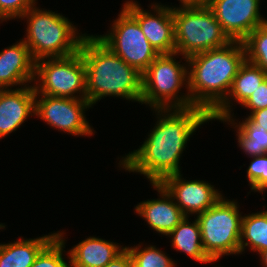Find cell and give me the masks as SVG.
<instances>
[{
  "mask_svg": "<svg viewBox=\"0 0 267 267\" xmlns=\"http://www.w3.org/2000/svg\"><path fill=\"white\" fill-rule=\"evenodd\" d=\"M118 16L110 33L96 37L128 65L143 73L160 54L150 45L138 21L124 7Z\"/></svg>",
  "mask_w": 267,
  "mask_h": 267,
  "instance_id": "obj_9",
  "label": "cell"
},
{
  "mask_svg": "<svg viewBox=\"0 0 267 267\" xmlns=\"http://www.w3.org/2000/svg\"><path fill=\"white\" fill-rule=\"evenodd\" d=\"M220 121L236 124L238 145L245 154L250 157L267 154V131L263 127L253 125L247 118L239 124L232 117Z\"/></svg>",
  "mask_w": 267,
  "mask_h": 267,
  "instance_id": "obj_22",
  "label": "cell"
},
{
  "mask_svg": "<svg viewBox=\"0 0 267 267\" xmlns=\"http://www.w3.org/2000/svg\"><path fill=\"white\" fill-rule=\"evenodd\" d=\"M242 42L246 60L267 73V22L254 29Z\"/></svg>",
  "mask_w": 267,
  "mask_h": 267,
  "instance_id": "obj_23",
  "label": "cell"
},
{
  "mask_svg": "<svg viewBox=\"0 0 267 267\" xmlns=\"http://www.w3.org/2000/svg\"><path fill=\"white\" fill-rule=\"evenodd\" d=\"M64 232H57L56 236L40 251L30 267H71L63 258L65 248Z\"/></svg>",
  "mask_w": 267,
  "mask_h": 267,
  "instance_id": "obj_25",
  "label": "cell"
},
{
  "mask_svg": "<svg viewBox=\"0 0 267 267\" xmlns=\"http://www.w3.org/2000/svg\"><path fill=\"white\" fill-rule=\"evenodd\" d=\"M56 233L34 239H20L13 243H0V267H30L40 251Z\"/></svg>",
  "mask_w": 267,
  "mask_h": 267,
  "instance_id": "obj_19",
  "label": "cell"
},
{
  "mask_svg": "<svg viewBox=\"0 0 267 267\" xmlns=\"http://www.w3.org/2000/svg\"><path fill=\"white\" fill-rule=\"evenodd\" d=\"M185 218L167 236L172 238V247L177 251L186 253L190 258L201 263H212L203 249L200 225L197 219L189 222Z\"/></svg>",
  "mask_w": 267,
  "mask_h": 267,
  "instance_id": "obj_20",
  "label": "cell"
},
{
  "mask_svg": "<svg viewBox=\"0 0 267 267\" xmlns=\"http://www.w3.org/2000/svg\"><path fill=\"white\" fill-rule=\"evenodd\" d=\"M35 114V88L0 89V139L9 135Z\"/></svg>",
  "mask_w": 267,
  "mask_h": 267,
  "instance_id": "obj_14",
  "label": "cell"
},
{
  "mask_svg": "<svg viewBox=\"0 0 267 267\" xmlns=\"http://www.w3.org/2000/svg\"><path fill=\"white\" fill-rule=\"evenodd\" d=\"M260 0H208L222 30L231 41H243L254 29L267 22L259 11Z\"/></svg>",
  "mask_w": 267,
  "mask_h": 267,
  "instance_id": "obj_11",
  "label": "cell"
},
{
  "mask_svg": "<svg viewBox=\"0 0 267 267\" xmlns=\"http://www.w3.org/2000/svg\"><path fill=\"white\" fill-rule=\"evenodd\" d=\"M5 228V226L1 223L0 224V229H4Z\"/></svg>",
  "mask_w": 267,
  "mask_h": 267,
  "instance_id": "obj_33",
  "label": "cell"
},
{
  "mask_svg": "<svg viewBox=\"0 0 267 267\" xmlns=\"http://www.w3.org/2000/svg\"><path fill=\"white\" fill-rule=\"evenodd\" d=\"M35 61L23 40L0 52V89L27 86L35 80Z\"/></svg>",
  "mask_w": 267,
  "mask_h": 267,
  "instance_id": "obj_16",
  "label": "cell"
},
{
  "mask_svg": "<svg viewBox=\"0 0 267 267\" xmlns=\"http://www.w3.org/2000/svg\"><path fill=\"white\" fill-rule=\"evenodd\" d=\"M177 55L176 52L160 54L142 73V104L152 109L194 106L188 92L178 95L183 85L188 88V66L176 62Z\"/></svg>",
  "mask_w": 267,
  "mask_h": 267,
  "instance_id": "obj_6",
  "label": "cell"
},
{
  "mask_svg": "<svg viewBox=\"0 0 267 267\" xmlns=\"http://www.w3.org/2000/svg\"><path fill=\"white\" fill-rule=\"evenodd\" d=\"M131 255L133 267H175L172 258L157 249L155 246H146L141 249V245L126 247Z\"/></svg>",
  "mask_w": 267,
  "mask_h": 267,
  "instance_id": "obj_24",
  "label": "cell"
},
{
  "mask_svg": "<svg viewBox=\"0 0 267 267\" xmlns=\"http://www.w3.org/2000/svg\"><path fill=\"white\" fill-rule=\"evenodd\" d=\"M245 59L241 41L189 56L187 89L192 104L210 115L226 99Z\"/></svg>",
  "mask_w": 267,
  "mask_h": 267,
  "instance_id": "obj_2",
  "label": "cell"
},
{
  "mask_svg": "<svg viewBox=\"0 0 267 267\" xmlns=\"http://www.w3.org/2000/svg\"><path fill=\"white\" fill-rule=\"evenodd\" d=\"M160 198L140 202L135 211L145 219L153 230L168 235L185 218V214L174 202L172 196L159 183H152Z\"/></svg>",
  "mask_w": 267,
  "mask_h": 267,
  "instance_id": "obj_15",
  "label": "cell"
},
{
  "mask_svg": "<svg viewBox=\"0 0 267 267\" xmlns=\"http://www.w3.org/2000/svg\"><path fill=\"white\" fill-rule=\"evenodd\" d=\"M91 106L87 99L35 94L34 115L47 122L54 129H59L58 131L68 132L72 136L85 137L86 135L91 136L94 130L84 114L85 109Z\"/></svg>",
  "mask_w": 267,
  "mask_h": 267,
  "instance_id": "obj_10",
  "label": "cell"
},
{
  "mask_svg": "<svg viewBox=\"0 0 267 267\" xmlns=\"http://www.w3.org/2000/svg\"><path fill=\"white\" fill-rule=\"evenodd\" d=\"M154 111L160 117L147 140L120 160L122 168L143 174L151 184L181 172L179 161L187 141L199 126L211 121L210 115L197 106Z\"/></svg>",
  "mask_w": 267,
  "mask_h": 267,
  "instance_id": "obj_1",
  "label": "cell"
},
{
  "mask_svg": "<svg viewBox=\"0 0 267 267\" xmlns=\"http://www.w3.org/2000/svg\"><path fill=\"white\" fill-rule=\"evenodd\" d=\"M159 184L172 196L186 216L204 212L222 197L210 183L203 180L186 181L181 173L167 176Z\"/></svg>",
  "mask_w": 267,
  "mask_h": 267,
  "instance_id": "obj_13",
  "label": "cell"
},
{
  "mask_svg": "<svg viewBox=\"0 0 267 267\" xmlns=\"http://www.w3.org/2000/svg\"><path fill=\"white\" fill-rule=\"evenodd\" d=\"M259 256L261 257L262 264H264L263 267H267V249L262 251Z\"/></svg>",
  "mask_w": 267,
  "mask_h": 267,
  "instance_id": "obj_32",
  "label": "cell"
},
{
  "mask_svg": "<svg viewBox=\"0 0 267 267\" xmlns=\"http://www.w3.org/2000/svg\"><path fill=\"white\" fill-rule=\"evenodd\" d=\"M125 247H120L98 237H89L68 251L71 267H104L120 255Z\"/></svg>",
  "mask_w": 267,
  "mask_h": 267,
  "instance_id": "obj_18",
  "label": "cell"
},
{
  "mask_svg": "<svg viewBox=\"0 0 267 267\" xmlns=\"http://www.w3.org/2000/svg\"><path fill=\"white\" fill-rule=\"evenodd\" d=\"M253 160L247 169L251 190L263 193L267 190V154L251 157Z\"/></svg>",
  "mask_w": 267,
  "mask_h": 267,
  "instance_id": "obj_26",
  "label": "cell"
},
{
  "mask_svg": "<svg viewBox=\"0 0 267 267\" xmlns=\"http://www.w3.org/2000/svg\"><path fill=\"white\" fill-rule=\"evenodd\" d=\"M123 7L138 21L150 45L159 54L175 53V32L172 7L152 4L153 14L131 1ZM156 14V15H155Z\"/></svg>",
  "mask_w": 267,
  "mask_h": 267,
  "instance_id": "obj_12",
  "label": "cell"
},
{
  "mask_svg": "<svg viewBox=\"0 0 267 267\" xmlns=\"http://www.w3.org/2000/svg\"><path fill=\"white\" fill-rule=\"evenodd\" d=\"M237 202L223 196L210 208L197 214L203 249L213 261L223 255L240 254L242 217Z\"/></svg>",
  "mask_w": 267,
  "mask_h": 267,
  "instance_id": "obj_7",
  "label": "cell"
},
{
  "mask_svg": "<svg viewBox=\"0 0 267 267\" xmlns=\"http://www.w3.org/2000/svg\"><path fill=\"white\" fill-rule=\"evenodd\" d=\"M246 246L259 254L267 249V210L242 217L240 253Z\"/></svg>",
  "mask_w": 267,
  "mask_h": 267,
  "instance_id": "obj_21",
  "label": "cell"
},
{
  "mask_svg": "<svg viewBox=\"0 0 267 267\" xmlns=\"http://www.w3.org/2000/svg\"><path fill=\"white\" fill-rule=\"evenodd\" d=\"M36 0H0V20L20 18L29 8L36 5Z\"/></svg>",
  "mask_w": 267,
  "mask_h": 267,
  "instance_id": "obj_27",
  "label": "cell"
},
{
  "mask_svg": "<svg viewBox=\"0 0 267 267\" xmlns=\"http://www.w3.org/2000/svg\"><path fill=\"white\" fill-rule=\"evenodd\" d=\"M266 78L267 73L262 68L245 59L233 79L226 99L210 114V119L222 120L233 116L231 115V99L234 98L236 103L243 105Z\"/></svg>",
  "mask_w": 267,
  "mask_h": 267,
  "instance_id": "obj_17",
  "label": "cell"
},
{
  "mask_svg": "<svg viewBox=\"0 0 267 267\" xmlns=\"http://www.w3.org/2000/svg\"><path fill=\"white\" fill-rule=\"evenodd\" d=\"M247 119L255 126H261L267 131V108L253 111Z\"/></svg>",
  "mask_w": 267,
  "mask_h": 267,
  "instance_id": "obj_29",
  "label": "cell"
},
{
  "mask_svg": "<svg viewBox=\"0 0 267 267\" xmlns=\"http://www.w3.org/2000/svg\"><path fill=\"white\" fill-rule=\"evenodd\" d=\"M79 51L86 68V95L91 105L116 96L141 103L142 73L113 53L95 35H86Z\"/></svg>",
  "mask_w": 267,
  "mask_h": 267,
  "instance_id": "obj_3",
  "label": "cell"
},
{
  "mask_svg": "<svg viewBox=\"0 0 267 267\" xmlns=\"http://www.w3.org/2000/svg\"><path fill=\"white\" fill-rule=\"evenodd\" d=\"M182 5L180 6H192V5H206L208 0H179Z\"/></svg>",
  "mask_w": 267,
  "mask_h": 267,
  "instance_id": "obj_31",
  "label": "cell"
},
{
  "mask_svg": "<svg viewBox=\"0 0 267 267\" xmlns=\"http://www.w3.org/2000/svg\"><path fill=\"white\" fill-rule=\"evenodd\" d=\"M104 267H133L131 255L128 250L125 249L120 255Z\"/></svg>",
  "mask_w": 267,
  "mask_h": 267,
  "instance_id": "obj_30",
  "label": "cell"
},
{
  "mask_svg": "<svg viewBox=\"0 0 267 267\" xmlns=\"http://www.w3.org/2000/svg\"><path fill=\"white\" fill-rule=\"evenodd\" d=\"M27 19L26 37L33 60L62 58L77 53L86 34L78 33L73 24L62 14L40 10L36 5L29 8L20 18ZM78 34V35H77Z\"/></svg>",
  "mask_w": 267,
  "mask_h": 267,
  "instance_id": "obj_4",
  "label": "cell"
},
{
  "mask_svg": "<svg viewBox=\"0 0 267 267\" xmlns=\"http://www.w3.org/2000/svg\"><path fill=\"white\" fill-rule=\"evenodd\" d=\"M242 106L250 109V113L267 108V78L259 85Z\"/></svg>",
  "mask_w": 267,
  "mask_h": 267,
  "instance_id": "obj_28",
  "label": "cell"
},
{
  "mask_svg": "<svg viewBox=\"0 0 267 267\" xmlns=\"http://www.w3.org/2000/svg\"><path fill=\"white\" fill-rule=\"evenodd\" d=\"M34 79L35 94L87 99L86 68L80 51L67 57L36 61Z\"/></svg>",
  "mask_w": 267,
  "mask_h": 267,
  "instance_id": "obj_8",
  "label": "cell"
},
{
  "mask_svg": "<svg viewBox=\"0 0 267 267\" xmlns=\"http://www.w3.org/2000/svg\"><path fill=\"white\" fill-rule=\"evenodd\" d=\"M180 7L172 6L175 52L182 54L185 61L191 55L220 48L231 42L207 5Z\"/></svg>",
  "mask_w": 267,
  "mask_h": 267,
  "instance_id": "obj_5",
  "label": "cell"
}]
</instances>
